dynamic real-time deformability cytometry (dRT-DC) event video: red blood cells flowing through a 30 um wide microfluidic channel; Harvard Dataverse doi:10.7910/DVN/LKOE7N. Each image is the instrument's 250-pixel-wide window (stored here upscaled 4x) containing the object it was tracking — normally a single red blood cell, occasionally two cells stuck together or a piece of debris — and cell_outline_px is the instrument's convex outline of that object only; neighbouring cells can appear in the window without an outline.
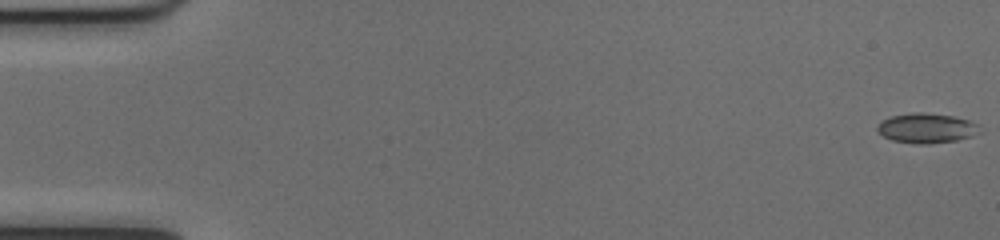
{"species": "common noctule bat (a hibernating species)", "species_latin": "Nyctalus noctula", "temperature_condition": "cold", "stored_images_in_passage": 18, "camera_frame_rate_fps": 3000, "um_per_image_px": 0.085, "animal": {"sex": "female", "body_mass_g": 17.0, "forearm_length_mm": 48.0}, "frame": {"image": 1, "passage_image": 1, "time_ms": 0.0, "image_size_px": [1000, 240], "cell_outline_px": [[980, 132], [972, 136], [956, 140], [928, 144], [920, 144], [892, 140], [884, 136], [876, 128], [880, 120], [888, 116], [912, 112], [924, 112], [956, 116], [980, 124]], "centroid_in_image_um": [78.76, 10.87], "position_along_channel_um": 6.2, "area_um2": 18.03}}
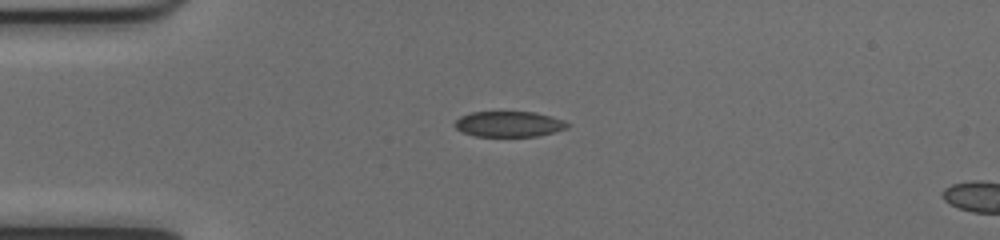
{"frame": {"image": 2, "passage_image": 14, "time_ms": 4.333, "image_size_px": [1000, 240], "cell_outline_px": [[572, 124], [568, 128], [536, 136], [476, 136], [464, 132], [456, 128], [452, 124], [460, 116], [472, 112], [536, 112], [564, 120]], "centroid_in_image_um": [43.27, 10.54], "position_along_channel_um": 41.7, "area_um2": 16.76}}